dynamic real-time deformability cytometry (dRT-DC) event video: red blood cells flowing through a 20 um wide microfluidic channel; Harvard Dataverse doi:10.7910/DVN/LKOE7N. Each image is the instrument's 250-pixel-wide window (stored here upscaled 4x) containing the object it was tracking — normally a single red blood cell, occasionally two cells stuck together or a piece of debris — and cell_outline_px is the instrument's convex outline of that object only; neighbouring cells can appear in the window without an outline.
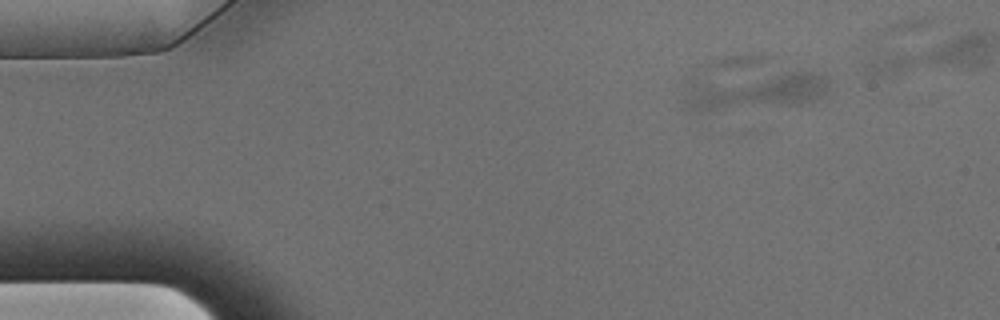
{"species": "Egyptian fruit bat (a non-hibernating species)", "species_latin": "Rousettus aegyptiacus", "temperature_condition": "warm", "stored_images_in_passage": 14, "camera_frame_rate_fps": 3000, "um_per_image_px": 0.085, "animal": {"sex": "male"}, "frame": {"image": 1, "passage_image": 3, "time_ms": 0.667, "image_size_px": [1000, 320], "cell_outline_px": [[828, 92], [824, 96], [800, 104], [708, 112], [688, 112], [684, 108], [680, 100], [680, 80], [684, 76], [812, 68], [824, 72], [828, 76]], "centroid_in_image_um": [63.9, 7.62], "position_along_channel_um": 21.1, "area_um2": 37.17}}